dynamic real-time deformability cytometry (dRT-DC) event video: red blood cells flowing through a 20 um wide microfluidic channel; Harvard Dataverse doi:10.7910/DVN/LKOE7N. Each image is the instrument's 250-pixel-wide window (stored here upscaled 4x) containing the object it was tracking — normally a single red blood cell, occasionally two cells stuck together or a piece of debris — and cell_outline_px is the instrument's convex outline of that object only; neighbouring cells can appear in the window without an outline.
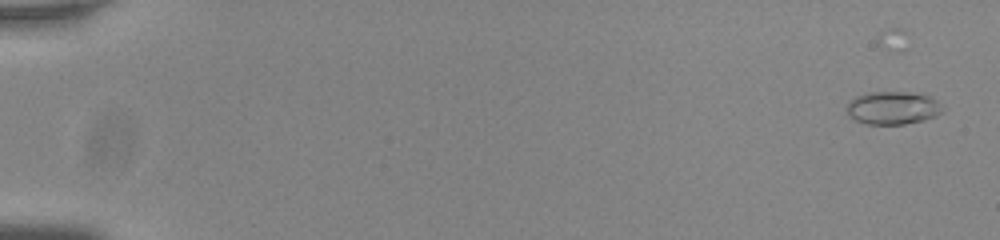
{"species": "common noctule bat (a hibernating species)", "species_latin": "Nyctalus noctula", "temperature_condition": "room temperature", "stored_images_in_passage": 59, "camera_frame_rate_fps": 3000, "um_per_image_px": 0.085, "animal": {"sex": "male", "body_mass_g": 20.0, "forearm_length_mm": 53.3}, "frame": {"image": 1, "passage_image": 5, "time_ms": 1.333, "image_size_px": [1000, 240], "cell_outline_px": [[940, 112], [936, 116], [924, 120], [904, 124], [868, 124], [856, 120], [848, 116], [848, 104], [856, 96], [868, 92], [908, 92], [932, 96], [940, 104]], "centroid_in_image_um": [75.89, 9.17], "position_along_channel_um": 9.1, "area_um2": 18.21}}
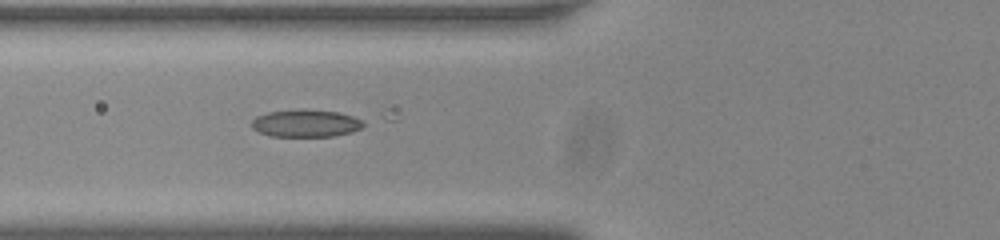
{"frame": {"image": 2, "passage_image": 26, "time_ms": 8.333, "image_size_px": [1000, 240], "cell_outline_px": [[364, 124], [360, 128], [352, 132], [332, 136], [272, 136], [260, 132], [252, 128], [252, 120], [256, 116], [268, 112], [300, 108], [304, 108], [336, 112], [352, 116], [360, 120]], "centroid_in_image_um": [25.95, 10.46], "position_along_channel_um": 99.8, "area_um2": 17.8}}
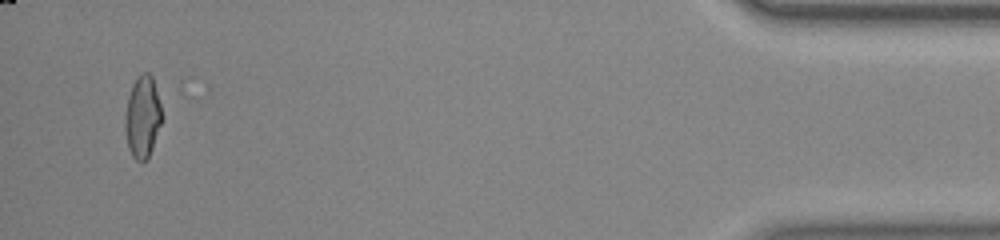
{"frame": {"image": 3, "passage_image": 57, "time_ms": 18.667, "image_size_px": [1000, 240], "cell_outline_px": [[164, 116], [152, 148], [148, 156], [144, 160], [136, 160], [132, 156], [128, 148], [124, 128], [124, 120], [128, 96], [132, 84], [136, 76], [140, 72], [148, 72], [152, 76]], "centroid_in_image_um": [12.11, 9.89], "position_along_channel_um": 423.1, "area_um2": 17.8}, "authors_computed_cell_mechanics": {"area_um2": 16.9932, "velocity_mm_per_s": 3.747, "shape_relaxation_time_tau1_ms": 0.5896, "shape_relaxation_time_tau2_ms": null, "deformation_change_tau1": 0.209, "deformation_change_tau2": null}}